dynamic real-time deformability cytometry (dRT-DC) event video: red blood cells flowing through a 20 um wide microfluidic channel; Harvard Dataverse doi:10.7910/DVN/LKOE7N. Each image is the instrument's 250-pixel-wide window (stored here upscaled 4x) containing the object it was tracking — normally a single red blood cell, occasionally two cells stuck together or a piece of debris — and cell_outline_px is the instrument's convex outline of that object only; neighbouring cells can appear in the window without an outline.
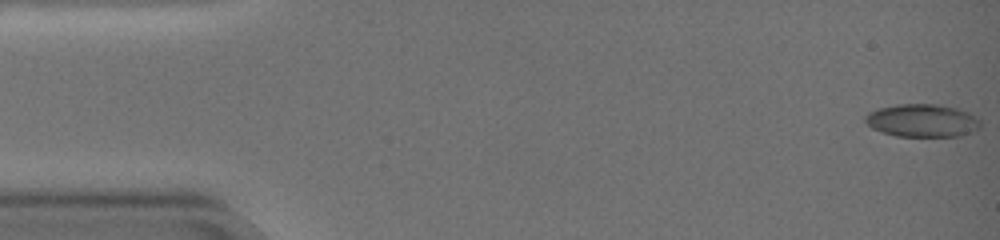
{"species": "common noctule bat (a hibernating species)", "species_latin": "Nyctalus noctula", "temperature_condition": "warm", "stored_images_in_passage": 59, "camera_frame_rate_fps": 3000, "um_per_image_px": 0.085, "animal": {"sex": "female", "body_mass_g": 19.0, "forearm_length_mm": 51.5}, "frame": {"image": 1, "passage_image": 1, "time_ms": 0.0, "image_size_px": [1000, 240], "cell_outline_px": [[980, 128], [972, 132], [960, 136], [896, 136], [872, 128], [864, 120], [864, 116], [868, 112], [876, 108], [896, 104], [940, 104], [956, 108], [968, 112], [980, 120]], "centroid_in_image_um": [78.38, 10.23], "position_along_channel_um": 6.6, "area_um2": 22.2}}
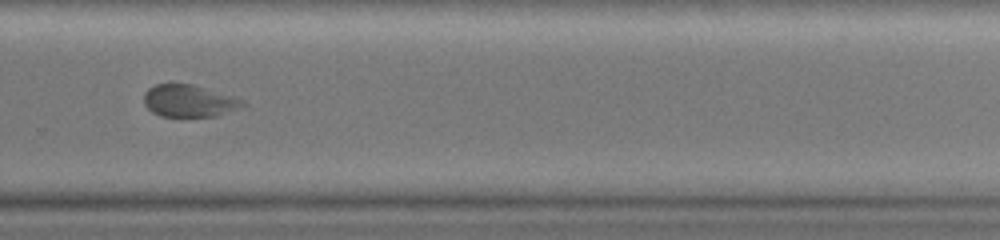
{"frame": {"image": 2, "passage_image": 42, "time_ms": 13.667, "image_size_px": [1000, 240], "cell_outline_px": [[244, 104], [240, 108], [216, 116], [180, 120], [160, 116], [152, 112], [144, 104], [144, 92], [148, 88], [156, 84], [192, 84], [244, 100]], "centroid_in_image_um": [16.02, 8.64], "position_along_channel_um": 313.8, "area_um2": 19.07}}
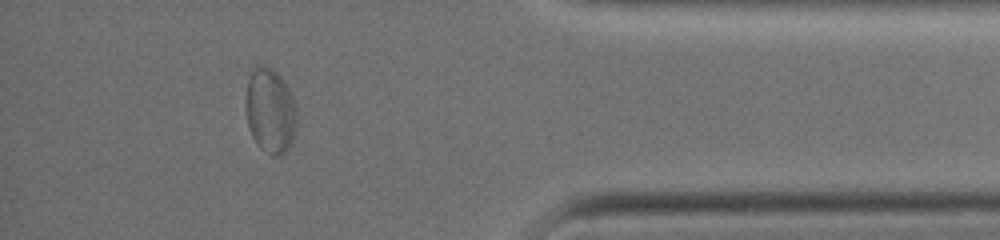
{"frame": {"image": 3, "passage_image": 53, "time_ms": 17.333, "image_size_px": [1000, 240], "cell_outline_px": [[296, 124], [292, 140], [288, 148], [280, 156], [272, 156], [260, 148], [256, 144], [248, 128], [244, 108], [244, 100], [248, 80], [256, 64], [272, 68], [284, 80], [292, 96], [296, 108]], "centroid_in_image_um": [22.93, 9.42], "position_along_channel_um": 412.3, "area_um2": 25.61}}